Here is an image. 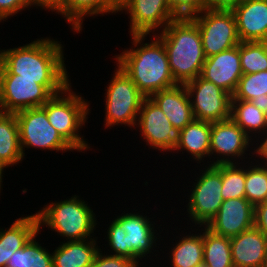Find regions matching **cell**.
Segmentation results:
<instances>
[{"mask_svg":"<svg viewBox=\"0 0 267 267\" xmlns=\"http://www.w3.org/2000/svg\"><path fill=\"white\" fill-rule=\"evenodd\" d=\"M129 209L130 207L125 208L126 211L124 210L121 215L120 213L115 214V217L111 219L112 221L109 220L110 222L106 224L108 229L106 228L104 231L103 236L105 237L103 240L105 239V244L100 245L101 250L110 255L126 257L134 261L139 267H147L148 265V267H154L150 263H156L157 260V264L159 263L161 253L158 249H161L159 245L161 246V237L163 235L161 232L168 223L163 218L161 219L159 214L158 218H156L157 214L155 213L154 215L153 209L150 212H147L148 209H146L145 215L138 206H135L136 210L133 208V210L130 209L128 211ZM149 213H153L149 215L152 218L147 216ZM155 218L159 219V221H156ZM157 222H161V224L158 225ZM152 257H155V259ZM150 260L153 261L151 262Z\"/></svg>","mask_w":267,"mask_h":267,"instance_id":"obj_1","label":"cell"},{"mask_svg":"<svg viewBox=\"0 0 267 267\" xmlns=\"http://www.w3.org/2000/svg\"><path fill=\"white\" fill-rule=\"evenodd\" d=\"M130 38L132 46L122 48L121 53L112 58L146 98L178 85L172 76L164 44L155 34L130 35Z\"/></svg>","mask_w":267,"mask_h":267,"instance_id":"obj_2","label":"cell"},{"mask_svg":"<svg viewBox=\"0 0 267 267\" xmlns=\"http://www.w3.org/2000/svg\"><path fill=\"white\" fill-rule=\"evenodd\" d=\"M51 38L38 37L22 46L0 48V74H15L16 79H71L66 69L65 44Z\"/></svg>","mask_w":267,"mask_h":267,"instance_id":"obj_3","label":"cell"},{"mask_svg":"<svg viewBox=\"0 0 267 267\" xmlns=\"http://www.w3.org/2000/svg\"><path fill=\"white\" fill-rule=\"evenodd\" d=\"M155 35L164 44L172 76L178 84L201 76L206 56L199 27L191 17H177Z\"/></svg>","mask_w":267,"mask_h":267,"instance_id":"obj_4","label":"cell"},{"mask_svg":"<svg viewBox=\"0 0 267 267\" xmlns=\"http://www.w3.org/2000/svg\"><path fill=\"white\" fill-rule=\"evenodd\" d=\"M80 196L73 194L68 199L50 201L36 211L39 232L48 228L51 233H57V237L63 239L62 242L100 238L95 236L100 223L93 210L94 206Z\"/></svg>","mask_w":267,"mask_h":267,"instance_id":"obj_5","label":"cell"},{"mask_svg":"<svg viewBox=\"0 0 267 267\" xmlns=\"http://www.w3.org/2000/svg\"><path fill=\"white\" fill-rule=\"evenodd\" d=\"M69 84L62 92L53 95L42 107L50 124L62 138L78 153L92 151L93 146L86 141L82 129L86 127L91 113L90 101L77 93ZM74 89V91H73ZM80 93V94H79Z\"/></svg>","mask_w":267,"mask_h":267,"instance_id":"obj_6","label":"cell"},{"mask_svg":"<svg viewBox=\"0 0 267 267\" xmlns=\"http://www.w3.org/2000/svg\"><path fill=\"white\" fill-rule=\"evenodd\" d=\"M197 171L194 170L193 175L195 176L193 180L189 181L190 189H187V192L183 198L185 200L184 208L180 211V215L186 214L187 220L185 223L188 226H206L207 223L217 214L223 199L221 196L222 190V164L217 165H197ZM201 168V169H200ZM197 175V176H196ZM193 181V182H192ZM195 181V182H194ZM192 185V186H191ZM190 191V192H189ZM186 206V209H185ZM185 209V210H184ZM188 217V218H187ZM189 219V220H188ZM191 220V221H190Z\"/></svg>","mask_w":267,"mask_h":267,"instance_id":"obj_7","label":"cell"},{"mask_svg":"<svg viewBox=\"0 0 267 267\" xmlns=\"http://www.w3.org/2000/svg\"><path fill=\"white\" fill-rule=\"evenodd\" d=\"M71 83V79H16L15 74H0V112L41 107Z\"/></svg>","mask_w":267,"mask_h":267,"instance_id":"obj_8","label":"cell"},{"mask_svg":"<svg viewBox=\"0 0 267 267\" xmlns=\"http://www.w3.org/2000/svg\"><path fill=\"white\" fill-rule=\"evenodd\" d=\"M104 93V129L113 127L135 128L143 100L146 98L136 84L117 65Z\"/></svg>","mask_w":267,"mask_h":267,"instance_id":"obj_9","label":"cell"},{"mask_svg":"<svg viewBox=\"0 0 267 267\" xmlns=\"http://www.w3.org/2000/svg\"><path fill=\"white\" fill-rule=\"evenodd\" d=\"M15 114L25 160L27 156L25 150H31V148L38 151L40 149L41 151L60 152L62 155L75 151L50 124L46 110L42 106L21 110Z\"/></svg>","mask_w":267,"mask_h":267,"instance_id":"obj_10","label":"cell"},{"mask_svg":"<svg viewBox=\"0 0 267 267\" xmlns=\"http://www.w3.org/2000/svg\"><path fill=\"white\" fill-rule=\"evenodd\" d=\"M253 159L254 141L231 118L211 123L210 165Z\"/></svg>","mask_w":267,"mask_h":267,"instance_id":"obj_11","label":"cell"},{"mask_svg":"<svg viewBox=\"0 0 267 267\" xmlns=\"http://www.w3.org/2000/svg\"><path fill=\"white\" fill-rule=\"evenodd\" d=\"M191 18L199 27L206 58L241 42L235 17L230 9H205Z\"/></svg>","mask_w":267,"mask_h":267,"instance_id":"obj_12","label":"cell"},{"mask_svg":"<svg viewBox=\"0 0 267 267\" xmlns=\"http://www.w3.org/2000/svg\"><path fill=\"white\" fill-rule=\"evenodd\" d=\"M167 226H169V225L165 226L167 230L164 229L165 233L163 231L162 233L164 235L161 237V244H163V243L164 244L161 246L163 250L160 249V252H161V254L162 253L165 254L164 256L162 254V258H160V261H161V259L164 260L163 265H162V261L159 262L158 265L154 264V263H152V265H154L155 267L156 266H158V267L159 266L160 267L161 266H163V267H165V266L166 267H196L198 265L203 264V253H204L203 226H188V225L186 226L185 225L182 228H180V227L178 228V226H176V224L174 225L175 227H173V225L172 226L170 225L167 228ZM170 227H171V229H172V227L175 228L172 230H175L176 232H172L170 230V233L172 234L173 238H171V236H170L169 237L170 239L168 240L166 238H168V235L170 234L169 230H168ZM177 229L179 232L177 231ZM181 229H184V230H181ZM180 230H181V232H180ZM186 230H188V231H186ZM187 232H188V234H187ZM173 233H176V234L178 233L177 234L178 236H176V234L174 235ZM165 234H167V235H165ZM164 238L166 241L168 240L170 243L168 241L166 243ZM168 243L170 246H168ZM164 245H166V246H164ZM163 246H164V248H163ZM166 263L169 266H167Z\"/></svg>","mask_w":267,"mask_h":267,"instance_id":"obj_13","label":"cell"},{"mask_svg":"<svg viewBox=\"0 0 267 267\" xmlns=\"http://www.w3.org/2000/svg\"><path fill=\"white\" fill-rule=\"evenodd\" d=\"M135 130L140 132L139 136L146 143L144 146H148V150L151 148L165 156L169 153L171 156L176 150L178 131L151 98L143 100Z\"/></svg>","mask_w":267,"mask_h":267,"instance_id":"obj_14","label":"cell"},{"mask_svg":"<svg viewBox=\"0 0 267 267\" xmlns=\"http://www.w3.org/2000/svg\"><path fill=\"white\" fill-rule=\"evenodd\" d=\"M184 85L194 119L212 123L231 118V94L201 76Z\"/></svg>","mask_w":267,"mask_h":267,"instance_id":"obj_15","label":"cell"},{"mask_svg":"<svg viewBox=\"0 0 267 267\" xmlns=\"http://www.w3.org/2000/svg\"><path fill=\"white\" fill-rule=\"evenodd\" d=\"M123 13L129 19V35L157 34L177 18L166 0H127L117 11Z\"/></svg>","mask_w":267,"mask_h":267,"instance_id":"obj_16","label":"cell"},{"mask_svg":"<svg viewBox=\"0 0 267 267\" xmlns=\"http://www.w3.org/2000/svg\"><path fill=\"white\" fill-rule=\"evenodd\" d=\"M254 226V206L246 198L224 200L206 227L217 235L233 238Z\"/></svg>","mask_w":267,"mask_h":267,"instance_id":"obj_17","label":"cell"},{"mask_svg":"<svg viewBox=\"0 0 267 267\" xmlns=\"http://www.w3.org/2000/svg\"><path fill=\"white\" fill-rule=\"evenodd\" d=\"M239 45L206 58L201 77L233 95L242 77Z\"/></svg>","mask_w":267,"mask_h":267,"instance_id":"obj_18","label":"cell"},{"mask_svg":"<svg viewBox=\"0 0 267 267\" xmlns=\"http://www.w3.org/2000/svg\"><path fill=\"white\" fill-rule=\"evenodd\" d=\"M230 10L241 42H267V0H242Z\"/></svg>","mask_w":267,"mask_h":267,"instance_id":"obj_19","label":"cell"},{"mask_svg":"<svg viewBox=\"0 0 267 267\" xmlns=\"http://www.w3.org/2000/svg\"><path fill=\"white\" fill-rule=\"evenodd\" d=\"M210 137L211 122L193 119L178 131L177 147L171 158H175V154H180L181 157L187 154L188 161L193 158L190 161L197 163L196 165H210Z\"/></svg>","mask_w":267,"mask_h":267,"instance_id":"obj_20","label":"cell"},{"mask_svg":"<svg viewBox=\"0 0 267 267\" xmlns=\"http://www.w3.org/2000/svg\"><path fill=\"white\" fill-rule=\"evenodd\" d=\"M234 267H263L267 237L255 226L230 238Z\"/></svg>","mask_w":267,"mask_h":267,"instance_id":"obj_21","label":"cell"},{"mask_svg":"<svg viewBox=\"0 0 267 267\" xmlns=\"http://www.w3.org/2000/svg\"><path fill=\"white\" fill-rule=\"evenodd\" d=\"M150 98L160 107L177 131L194 119L191 101L184 84L158 91Z\"/></svg>","mask_w":267,"mask_h":267,"instance_id":"obj_22","label":"cell"},{"mask_svg":"<svg viewBox=\"0 0 267 267\" xmlns=\"http://www.w3.org/2000/svg\"><path fill=\"white\" fill-rule=\"evenodd\" d=\"M36 213L22 215L15 219L9 227H0V267H6L9 259L39 232Z\"/></svg>","mask_w":267,"mask_h":267,"instance_id":"obj_23","label":"cell"},{"mask_svg":"<svg viewBox=\"0 0 267 267\" xmlns=\"http://www.w3.org/2000/svg\"><path fill=\"white\" fill-rule=\"evenodd\" d=\"M98 238L61 242L52 250L53 267H90L101 249Z\"/></svg>","mask_w":267,"mask_h":267,"instance_id":"obj_24","label":"cell"},{"mask_svg":"<svg viewBox=\"0 0 267 267\" xmlns=\"http://www.w3.org/2000/svg\"><path fill=\"white\" fill-rule=\"evenodd\" d=\"M117 15V10L107 0H62V18L71 32L81 34L85 19Z\"/></svg>","mask_w":267,"mask_h":267,"instance_id":"obj_25","label":"cell"},{"mask_svg":"<svg viewBox=\"0 0 267 267\" xmlns=\"http://www.w3.org/2000/svg\"><path fill=\"white\" fill-rule=\"evenodd\" d=\"M0 159L9 168L25 160L15 113L0 112Z\"/></svg>","mask_w":267,"mask_h":267,"instance_id":"obj_26","label":"cell"},{"mask_svg":"<svg viewBox=\"0 0 267 267\" xmlns=\"http://www.w3.org/2000/svg\"><path fill=\"white\" fill-rule=\"evenodd\" d=\"M231 119L253 141L267 128V115L251 101L231 100Z\"/></svg>","mask_w":267,"mask_h":267,"instance_id":"obj_27","label":"cell"},{"mask_svg":"<svg viewBox=\"0 0 267 267\" xmlns=\"http://www.w3.org/2000/svg\"><path fill=\"white\" fill-rule=\"evenodd\" d=\"M39 234L41 232L36 233L22 249L14 252L6 267H53L52 250L44 247V242L40 243Z\"/></svg>","mask_w":267,"mask_h":267,"instance_id":"obj_28","label":"cell"},{"mask_svg":"<svg viewBox=\"0 0 267 267\" xmlns=\"http://www.w3.org/2000/svg\"><path fill=\"white\" fill-rule=\"evenodd\" d=\"M203 263L208 267H234L230 238L217 235L203 226Z\"/></svg>","mask_w":267,"mask_h":267,"instance_id":"obj_29","label":"cell"},{"mask_svg":"<svg viewBox=\"0 0 267 267\" xmlns=\"http://www.w3.org/2000/svg\"><path fill=\"white\" fill-rule=\"evenodd\" d=\"M245 198L253 206L267 201V163L245 162Z\"/></svg>","mask_w":267,"mask_h":267,"instance_id":"obj_30","label":"cell"},{"mask_svg":"<svg viewBox=\"0 0 267 267\" xmlns=\"http://www.w3.org/2000/svg\"><path fill=\"white\" fill-rule=\"evenodd\" d=\"M239 55L243 74L267 70V42H240Z\"/></svg>","mask_w":267,"mask_h":267,"instance_id":"obj_31","label":"cell"},{"mask_svg":"<svg viewBox=\"0 0 267 267\" xmlns=\"http://www.w3.org/2000/svg\"><path fill=\"white\" fill-rule=\"evenodd\" d=\"M223 200L245 198V163L222 164Z\"/></svg>","mask_w":267,"mask_h":267,"instance_id":"obj_32","label":"cell"},{"mask_svg":"<svg viewBox=\"0 0 267 267\" xmlns=\"http://www.w3.org/2000/svg\"><path fill=\"white\" fill-rule=\"evenodd\" d=\"M267 94V70L252 74H243L231 100L251 101L255 97Z\"/></svg>","mask_w":267,"mask_h":267,"instance_id":"obj_33","label":"cell"},{"mask_svg":"<svg viewBox=\"0 0 267 267\" xmlns=\"http://www.w3.org/2000/svg\"><path fill=\"white\" fill-rule=\"evenodd\" d=\"M177 17H191L206 9V0H166Z\"/></svg>","mask_w":267,"mask_h":267,"instance_id":"obj_34","label":"cell"},{"mask_svg":"<svg viewBox=\"0 0 267 267\" xmlns=\"http://www.w3.org/2000/svg\"><path fill=\"white\" fill-rule=\"evenodd\" d=\"M90 267H139L134 261L99 250Z\"/></svg>","mask_w":267,"mask_h":267,"instance_id":"obj_35","label":"cell"},{"mask_svg":"<svg viewBox=\"0 0 267 267\" xmlns=\"http://www.w3.org/2000/svg\"><path fill=\"white\" fill-rule=\"evenodd\" d=\"M24 10L30 11L28 0H0V21L4 24L8 18L22 15Z\"/></svg>","mask_w":267,"mask_h":267,"instance_id":"obj_36","label":"cell"},{"mask_svg":"<svg viewBox=\"0 0 267 267\" xmlns=\"http://www.w3.org/2000/svg\"><path fill=\"white\" fill-rule=\"evenodd\" d=\"M30 8L45 10L62 17V0H28ZM39 7V8H38ZM55 12V13H53Z\"/></svg>","mask_w":267,"mask_h":267,"instance_id":"obj_37","label":"cell"},{"mask_svg":"<svg viewBox=\"0 0 267 267\" xmlns=\"http://www.w3.org/2000/svg\"><path fill=\"white\" fill-rule=\"evenodd\" d=\"M254 226L267 237V201L254 206Z\"/></svg>","mask_w":267,"mask_h":267,"instance_id":"obj_38","label":"cell"},{"mask_svg":"<svg viewBox=\"0 0 267 267\" xmlns=\"http://www.w3.org/2000/svg\"><path fill=\"white\" fill-rule=\"evenodd\" d=\"M254 159L262 163H267V128L254 141Z\"/></svg>","mask_w":267,"mask_h":267,"instance_id":"obj_39","label":"cell"},{"mask_svg":"<svg viewBox=\"0 0 267 267\" xmlns=\"http://www.w3.org/2000/svg\"><path fill=\"white\" fill-rule=\"evenodd\" d=\"M238 0H206V9H231Z\"/></svg>","mask_w":267,"mask_h":267,"instance_id":"obj_40","label":"cell"},{"mask_svg":"<svg viewBox=\"0 0 267 267\" xmlns=\"http://www.w3.org/2000/svg\"><path fill=\"white\" fill-rule=\"evenodd\" d=\"M251 102L267 115V94L262 97H255Z\"/></svg>","mask_w":267,"mask_h":267,"instance_id":"obj_41","label":"cell"},{"mask_svg":"<svg viewBox=\"0 0 267 267\" xmlns=\"http://www.w3.org/2000/svg\"><path fill=\"white\" fill-rule=\"evenodd\" d=\"M6 169L8 170L9 167L0 159V196H1V191L3 190V180H4V173L6 171Z\"/></svg>","mask_w":267,"mask_h":267,"instance_id":"obj_42","label":"cell"},{"mask_svg":"<svg viewBox=\"0 0 267 267\" xmlns=\"http://www.w3.org/2000/svg\"><path fill=\"white\" fill-rule=\"evenodd\" d=\"M117 11L127 0H107Z\"/></svg>","mask_w":267,"mask_h":267,"instance_id":"obj_43","label":"cell"},{"mask_svg":"<svg viewBox=\"0 0 267 267\" xmlns=\"http://www.w3.org/2000/svg\"><path fill=\"white\" fill-rule=\"evenodd\" d=\"M263 267H267V251H266L265 261H264V265H263Z\"/></svg>","mask_w":267,"mask_h":267,"instance_id":"obj_44","label":"cell"},{"mask_svg":"<svg viewBox=\"0 0 267 267\" xmlns=\"http://www.w3.org/2000/svg\"><path fill=\"white\" fill-rule=\"evenodd\" d=\"M196 267H208V266H206V265L203 263V264L198 265V266H196Z\"/></svg>","mask_w":267,"mask_h":267,"instance_id":"obj_45","label":"cell"}]
</instances>
